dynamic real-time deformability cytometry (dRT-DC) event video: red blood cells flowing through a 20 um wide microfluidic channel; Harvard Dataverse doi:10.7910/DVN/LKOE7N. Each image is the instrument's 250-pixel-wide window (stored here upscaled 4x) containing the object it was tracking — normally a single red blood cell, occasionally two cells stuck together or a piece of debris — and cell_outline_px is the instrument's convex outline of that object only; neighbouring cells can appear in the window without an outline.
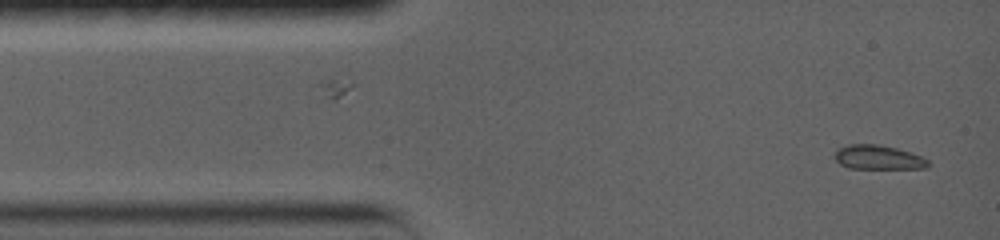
{"species": "common noctule bat (a hibernating species)", "species_latin": "Nyctalus noctula", "temperature_condition": "warm", "stored_images_in_passage": 7, "camera_frame_rate_fps": 5000, "um_per_image_px": 0.085, "animal": {"sex": "female", "body_mass_g": 19.0, "forearm_length_mm": 56.7}, "frame": {"image": 1, "passage_image": 1, "time_ms": 0.0, "image_size_px": [1000, 240], "cell_outline_px": [[932, 164], [928, 168], [848, 168], [840, 164], [832, 156], [840, 148], [848, 144], [876, 144], [896, 148], [912, 152], [928, 160]], "centroid_in_image_um": [74.66, 13.38], "position_along_channel_um": 10.3, "area_um2": 13.24}}
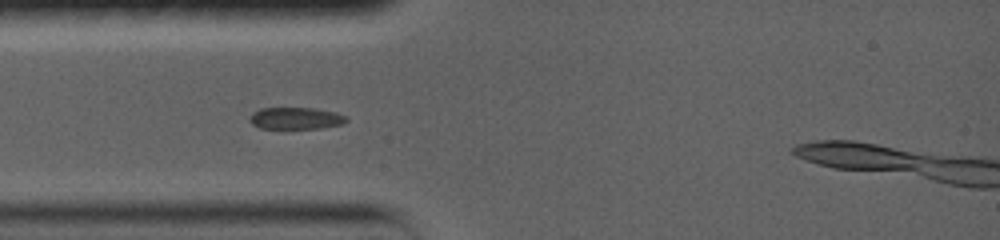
{"frame": {"image": 2, "passage_image": 6, "time_ms": 3.0, "image_size_px": [1000, 240], "cell_outline_px": [[348, 120], [344, 124], [320, 128], [260, 128], [252, 124], [248, 120], [252, 112], [260, 108], [316, 108], [336, 112], [348, 116]], "centroid_in_image_um": [25.16, 10.04], "position_along_channel_um": 59.8, "area_um2": 12.48}}
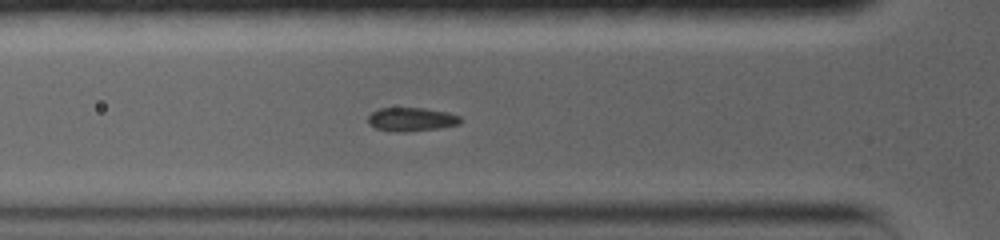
{"frame": {"image": 3, "passage_image": 7, "time_ms": 3.8, "image_size_px": [1000, 240], "cell_outline_px": [[464, 120], [460, 124], [440, 128], [404, 132], [396, 132], [376, 128], [368, 124], [368, 116], [372, 112], [380, 108], [424, 108], [448, 112], [460, 116]], "centroid_in_image_um": [35.0, 10.15], "position_along_channel_um": 90.8, "area_um2": 12.89}}